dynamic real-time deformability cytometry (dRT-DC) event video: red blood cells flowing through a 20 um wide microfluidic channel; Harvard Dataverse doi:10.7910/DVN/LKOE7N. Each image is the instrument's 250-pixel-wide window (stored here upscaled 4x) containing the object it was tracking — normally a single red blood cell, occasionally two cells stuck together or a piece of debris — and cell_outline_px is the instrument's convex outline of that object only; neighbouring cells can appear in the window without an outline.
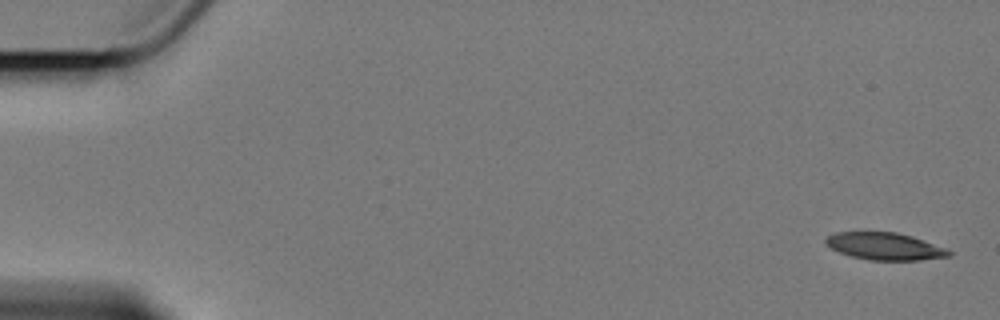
{"species": "Egyptian fruit bat (a non-hibernating species)", "species_latin": "Rousettus aegyptiacus", "temperature_condition": "cold", "stored_images_in_passage": 8, "camera_frame_rate_fps": 3000, "um_per_image_px": 0.085, "animal": {"sex": "female"}, "frame": {"image": 1, "passage_image": 1, "time_ms": 0.0, "image_size_px": [1000, 320], "cell_outline_px": [[952, 256], [920, 260], [872, 260], [852, 256], [840, 252], [832, 248], [824, 240], [828, 236], [836, 232], [896, 232], [912, 236], [948, 248], [952, 252]], "centroid_in_image_um": [75.28, 20.93], "position_along_channel_um": 9.7, "area_um2": 19.48}}
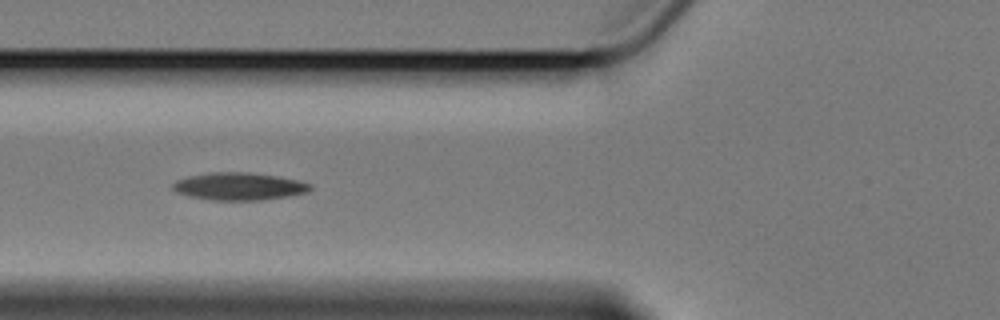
{"frame": {"image": 2, "passage_image": 7, "time_ms": 7.0, "image_size_px": [1000, 320], "cell_outline_px": [[312, 188], [308, 192], [288, 196], [260, 200], [212, 200], [188, 196], [176, 192], [172, 188], [172, 184], [176, 180], [188, 176], [212, 172], [248, 172], [276, 176], [300, 180], [312, 184]], "centroid_in_image_um": [20.32, 15.84], "position_along_channel_um": 105.5, "area_um2": 22.14}}
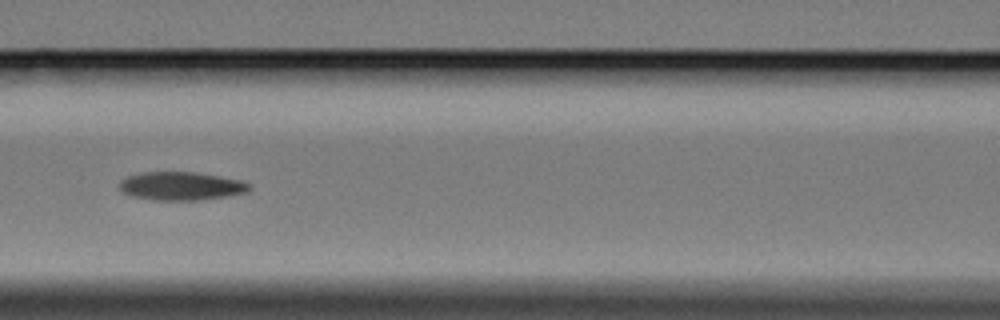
{"frame": {"image": 3, "passage_image": 8, "time_ms": 8.333, "image_size_px": [1000, 320], "cell_outline_px": [[252, 188], [248, 192], [228, 196], [196, 200], [152, 200], [132, 196], [124, 192], [120, 188], [120, 180], [128, 176], [144, 172], [192, 172], [220, 176], [240, 180], [252, 184]], "centroid_in_image_um": [15.44, 15.81], "position_along_channel_um": 151.2, "area_um2": 21.44}}